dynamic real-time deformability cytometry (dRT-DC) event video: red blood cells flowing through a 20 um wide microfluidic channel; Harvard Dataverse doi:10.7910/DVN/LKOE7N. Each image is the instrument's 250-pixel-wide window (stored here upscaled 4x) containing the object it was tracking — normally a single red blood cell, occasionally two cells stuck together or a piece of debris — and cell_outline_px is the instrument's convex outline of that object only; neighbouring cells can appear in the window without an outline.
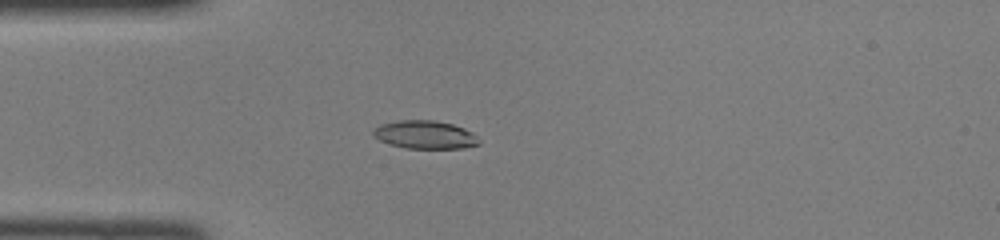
{"species": "common noctule bat (a hibernating species)", "species_latin": "Nyctalus noctula", "temperature_condition": "room temperature", "stored_images_in_passage": 46, "camera_frame_rate_fps": 3000, "um_per_image_px": 0.085, "animal": {"sex": "female", "body_mass_g": 22.0, "forearm_length_mm": 56.7}, "frame": {"image": 1, "passage_image": 12, "time_ms": 3.667, "image_size_px": [1000, 240], "cell_outline_px": [[480, 144], [464, 148], [404, 148], [380, 140], [372, 136], [372, 132], [380, 124], [396, 120], [432, 120], [452, 124], [464, 128], [472, 132], [480, 140]], "centroid_in_image_um": [36.13, 11.45], "position_along_channel_um": 48.9, "area_um2": 17.34}}
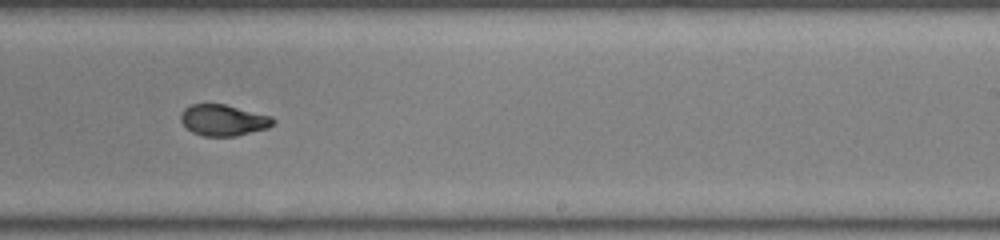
{"frame": {"image": 2, "passage_image": 28, "time_ms": 9.0, "image_size_px": [1000, 240], "cell_outline_px": [[276, 120], [268, 128], [236, 136], [204, 136], [192, 132], [180, 120], [180, 116], [184, 108], [192, 104], [224, 104], [272, 116]], "centroid_in_image_um": [18.99, 10.21], "position_along_channel_um": 270.0, "area_um2": 16.7}}
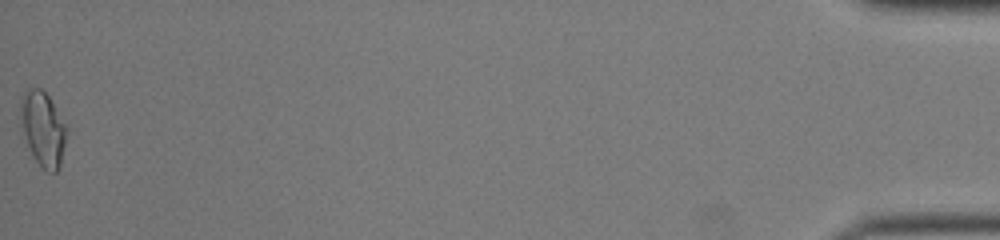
{"frame": {"image": 3, "passage_image": 46, "time_ms": 15.0, "image_size_px": [1000, 240], "cell_outline_px": [[64, 144], [60, 168], [56, 172], [48, 172], [40, 168], [32, 156], [20, 120], [20, 96], [28, 88], [40, 88], [48, 96], [64, 124]], "centroid_in_image_um": [3.6, 10.97], "position_along_channel_um": 431.6, "area_um2": 19.54}}